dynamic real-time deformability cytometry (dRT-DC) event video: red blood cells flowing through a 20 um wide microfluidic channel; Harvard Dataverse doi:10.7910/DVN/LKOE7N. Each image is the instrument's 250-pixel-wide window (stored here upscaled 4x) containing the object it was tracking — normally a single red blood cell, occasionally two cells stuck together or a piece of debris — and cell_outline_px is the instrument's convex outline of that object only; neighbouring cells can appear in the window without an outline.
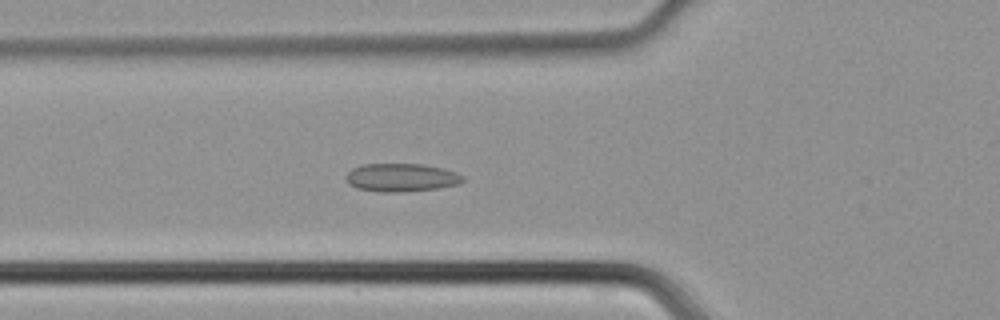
{"species": "common noctule bat (a hibernating species)", "species_latin": "Nyctalus noctula", "temperature_condition": "cold", "stored_images_in_passage": 35, "camera_frame_rate_fps": 3000, "um_per_image_px": 0.085, "animal": {"sex": "male", "body_mass_g": 21.5, "forearm_length_mm": 52.0}, "frame": {"image": 1, "passage_image": 4, "time_ms": 1.0, "image_size_px": [1000, 320], "cell_outline_px": [[464, 180], [460, 184], [436, 188], [400, 192], [380, 192], [356, 188], [348, 184], [344, 176], [352, 168], [360, 164], [424, 164], [444, 168], [456, 172], [464, 176]], "centroid_in_image_um": [34.09, 15.08], "position_along_channel_um": 91.7, "area_um2": 19.42}}
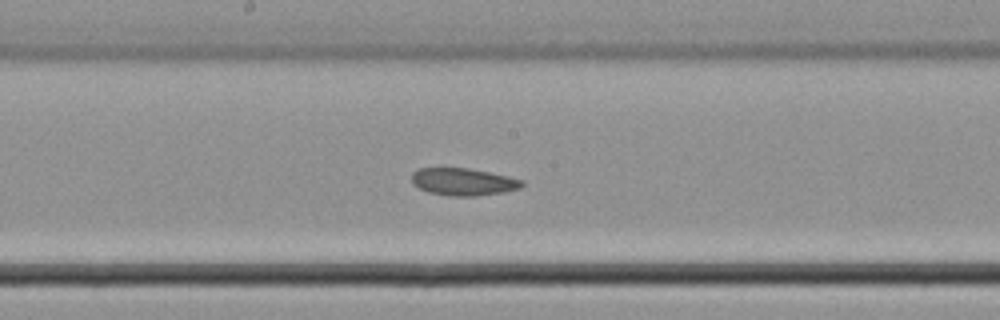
{"frame": {"image": 2, "passage_image": 12, "time_ms": 3.667, "image_size_px": [1000, 320], "cell_outline_px": [[524, 184], [520, 188], [504, 192], [476, 196], [448, 196], [428, 192], [412, 184], [412, 172], [420, 168], [468, 168], [508, 176], [524, 180]], "centroid_in_image_um": [39.38, 15.46], "position_along_channel_um": 208.8, "area_um2": 17.63}}
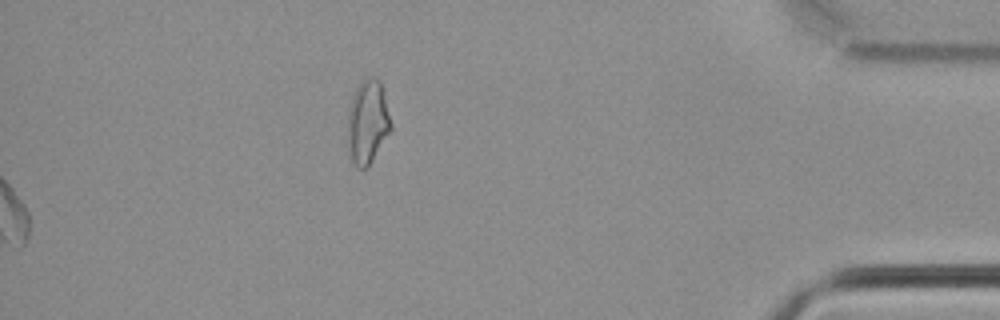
{"frame": {"image": 3, "passage_image": 35, "time_ms": 11.333, "image_size_px": [1000, 320], "cell_outline_px": [[392, 128], [372, 160], [364, 168], [356, 168], [348, 156], [348, 108], [352, 96], [356, 88], [368, 76], [376, 76], [380, 80], [392, 124]], "centroid_in_image_um": [31.23, 10.36], "position_along_channel_um": 404.0, "area_um2": 21.15}}